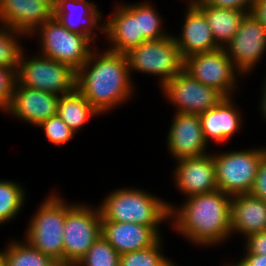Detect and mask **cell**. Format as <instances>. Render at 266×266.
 Returning a JSON list of instances; mask_svg holds the SVG:
<instances>
[{
    "mask_svg": "<svg viewBox=\"0 0 266 266\" xmlns=\"http://www.w3.org/2000/svg\"><path fill=\"white\" fill-rule=\"evenodd\" d=\"M132 76L125 54L95 47L76 71V89L100 115L108 114L132 98Z\"/></svg>",
    "mask_w": 266,
    "mask_h": 266,
    "instance_id": "obj_1",
    "label": "cell"
},
{
    "mask_svg": "<svg viewBox=\"0 0 266 266\" xmlns=\"http://www.w3.org/2000/svg\"><path fill=\"white\" fill-rule=\"evenodd\" d=\"M184 200L178 207L167 201L173 230L199 247H215L230 239L231 196L217 189Z\"/></svg>",
    "mask_w": 266,
    "mask_h": 266,
    "instance_id": "obj_2",
    "label": "cell"
},
{
    "mask_svg": "<svg viewBox=\"0 0 266 266\" xmlns=\"http://www.w3.org/2000/svg\"><path fill=\"white\" fill-rule=\"evenodd\" d=\"M98 204L101 221L135 223L152 227L161 237L164 221L170 220L167 201L143 189L123 187L109 192Z\"/></svg>",
    "mask_w": 266,
    "mask_h": 266,
    "instance_id": "obj_3",
    "label": "cell"
},
{
    "mask_svg": "<svg viewBox=\"0 0 266 266\" xmlns=\"http://www.w3.org/2000/svg\"><path fill=\"white\" fill-rule=\"evenodd\" d=\"M31 218L23 239L57 263H64L66 201L54 190L42 201Z\"/></svg>",
    "mask_w": 266,
    "mask_h": 266,
    "instance_id": "obj_4",
    "label": "cell"
},
{
    "mask_svg": "<svg viewBox=\"0 0 266 266\" xmlns=\"http://www.w3.org/2000/svg\"><path fill=\"white\" fill-rule=\"evenodd\" d=\"M39 37V54L69 65L77 71L89 58L95 48L85 35L69 31L57 18L52 16L31 36Z\"/></svg>",
    "mask_w": 266,
    "mask_h": 266,
    "instance_id": "obj_5",
    "label": "cell"
},
{
    "mask_svg": "<svg viewBox=\"0 0 266 266\" xmlns=\"http://www.w3.org/2000/svg\"><path fill=\"white\" fill-rule=\"evenodd\" d=\"M130 74L137 71L159 77L160 88L184 69V59L173 34L147 40L125 53Z\"/></svg>",
    "mask_w": 266,
    "mask_h": 266,
    "instance_id": "obj_6",
    "label": "cell"
},
{
    "mask_svg": "<svg viewBox=\"0 0 266 266\" xmlns=\"http://www.w3.org/2000/svg\"><path fill=\"white\" fill-rule=\"evenodd\" d=\"M265 154V146L213 153L218 189L231 197L250 193Z\"/></svg>",
    "mask_w": 266,
    "mask_h": 266,
    "instance_id": "obj_7",
    "label": "cell"
},
{
    "mask_svg": "<svg viewBox=\"0 0 266 266\" xmlns=\"http://www.w3.org/2000/svg\"><path fill=\"white\" fill-rule=\"evenodd\" d=\"M23 50L16 72L17 82L25 87L59 96L76 89V71L69 65L38 55H26Z\"/></svg>",
    "mask_w": 266,
    "mask_h": 266,
    "instance_id": "obj_8",
    "label": "cell"
},
{
    "mask_svg": "<svg viewBox=\"0 0 266 266\" xmlns=\"http://www.w3.org/2000/svg\"><path fill=\"white\" fill-rule=\"evenodd\" d=\"M101 235V213L98 206L66 202L64 263L76 264Z\"/></svg>",
    "mask_w": 266,
    "mask_h": 266,
    "instance_id": "obj_9",
    "label": "cell"
},
{
    "mask_svg": "<svg viewBox=\"0 0 266 266\" xmlns=\"http://www.w3.org/2000/svg\"><path fill=\"white\" fill-rule=\"evenodd\" d=\"M184 70L197 81L216 89L224 97H233L239 88L238 78L243 76L224 48L188 56L184 59Z\"/></svg>",
    "mask_w": 266,
    "mask_h": 266,
    "instance_id": "obj_10",
    "label": "cell"
},
{
    "mask_svg": "<svg viewBox=\"0 0 266 266\" xmlns=\"http://www.w3.org/2000/svg\"><path fill=\"white\" fill-rule=\"evenodd\" d=\"M160 89L178 113L200 115L224 98L216 89L197 81L184 69Z\"/></svg>",
    "mask_w": 266,
    "mask_h": 266,
    "instance_id": "obj_11",
    "label": "cell"
},
{
    "mask_svg": "<svg viewBox=\"0 0 266 266\" xmlns=\"http://www.w3.org/2000/svg\"><path fill=\"white\" fill-rule=\"evenodd\" d=\"M224 49L243 76L250 74L265 56L266 27L249 12Z\"/></svg>",
    "mask_w": 266,
    "mask_h": 266,
    "instance_id": "obj_12",
    "label": "cell"
},
{
    "mask_svg": "<svg viewBox=\"0 0 266 266\" xmlns=\"http://www.w3.org/2000/svg\"><path fill=\"white\" fill-rule=\"evenodd\" d=\"M168 152L176 161L204 156L207 152L200 116L176 112L166 137Z\"/></svg>",
    "mask_w": 266,
    "mask_h": 266,
    "instance_id": "obj_13",
    "label": "cell"
},
{
    "mask_svg": "<svg viewBox=\"0 0 266 266\" xmlns=\"http://www.w3.org/2000/svg\"><path fill=\"white\" fill-rule=\"evenodd\" d=\"M172 174L175 187L186 198L218 189L214 157L211 153L178 160Z\"/></svg>",
    "mask_w": 266,
    "mask_h": 266,
    "instance_id": "obj_14",
    "label": "cell"
},
{
    "mask_svg": "<svg viewBox=\"0 0 266 266\" xmlns=\"http://www.w3.org/2000/svg\"><path fill=\"white\" fill-rule=\"evenodd\" d=\"M59 97L50 92L22 86L16 81L12 101L5 113L32 126H38L57 115Z\"/></svg>",
    "mask_w": 266,
    "mask_h": 266,
    "instance_id": "obj_15",
    "label": "cell"
},
{
    "mask_svg": "<svg viewBox=\"0 0 266 266\" xmlns=\"http://www.w3.org/2000/svg\"><path fill=\"white\" fill-rule=\"evenodd\" d=\"M53 16V9L40 0H0V25L26 36Z\"/></svg>",
    "mask_w": 266,
    "mask_h": 266,
    "instance_id": "obj_16",
    "label": "cell"
},
{
    "mask_svg": "<svg viewBox=\"0 0 266 266\" xmlns=\"http://www.w3.org/2000/svg\"><path fill=\"white\" fill-rule=\"evenodd\" d=\"M186 5L181 34L173 35L182 58L219 49L204 13L192 1Z\"/></svg>",
    "mask_w": 266,
    "mask_h": 266,
    "instance_id": "obj_17",
    "label": "cell"
},
{
    "mask_svg": "<svg viewBox=\"0 0 266 266\" xmlns=\"http://www.w3.org/2000/svg\"><path fill=\"white\" fill-rule=\"evenodd\" d=\"M97 7L89 0H57L53 16L69 31L85 35L94 43L96 29L104 34L105 19Z\"/></svg>",
    "mask_w": 266,
    "mask_h": 266,
    "instance_id": "obj_18",
    "label": "cell"
},
{
    "mask_svg": "<svg viewBox=\"0 0 266 266\" xmlns=\"http://www.w3.org/2000/svg\"><path fill=\"white\" fill-rule=\"evenodd\" d=\"M112 15L104 21V36L110 51L127 53L147 39L140 33L139 17L122 2L114 6Z\"/></svg>",
    "mask_w": 266,
    "mask_h": 266,
    "instance_id": "obj_19",
    "label": "cell"
},
{
    "mask_svg": "<svg viewBox=\"0 0 266 266\" xmlns=\"http://www.w3.org/2000/svg\"><path fill=\"white\" fill-rule=\"evenodd\" d=\"M202 124L204 138L223 145L229 142L242 128L240 107L236 105L233 97H224L214 108L208 109L199 115Z\"/></svg>",
    "mask_w": 266,
    "mask_h": 266,
    "instance_id": "obj_20",
    "label": "cell"
},
{
    "mask_svg": "<svg viewBox=\"0 0 266 266\" xmlns=\"http://www.w3.org/2000/svg\"><path fill=\"white\" fill-rule=\"evenodd\" d=\"M101 233L120 255L149 248L161 238L152 227L116 221H101Z\"/></svg>",
    "mask_w": 266,
    "mask_h": 266,
    "instance_id": "obj_21",
    "label": "cell"
},
{
    "mask_svg": "<svg viewBox=\"0 0 266 266\" xmlns=\"http://www.w3.org/2000/svg\"><path fill=\"white\" fill-rule=\"evenodd\" d=\"M266 230V202L252 194L232 196L231 236L237 233L244 238Z\"/></svg>",
    "mask_w": 266,
    "mask_h": 266,
    "instance_id": "obj_22",
    "label": "cell"
},
{
    "mask_svg": "<svg viewBox=\"0 0 266 266\" xmlns=\"http://www.w3.org/2000/svg\"><path fill=\"white\" fill-rule=\"evenodd\" d=\"M207 18L214 41L219 48H224L240 28L245 16L251 10H238L206 4L202 0L192 1Z\"/></svg>",
    "mask_w": 266,
    "mask_h": 266,
    "instance_id": "obj_23",
    "label": "cell"
},
{
    "mask_svg": "<svg viewBox=\"0 0 266 266\" xmlns=\"http://www.w3.org/2000/svg\"><path fill=\"white\" fill-rule=\"evenodd\" d=\"M57 115L75 133L92 117L101 116L77 89L59 97Z\"/></svg>",
    "mask_w": 266,
    "mask_h": 266,
    "instance_id": "obj_24",
    "label": "cell"
},
{
    "mask_svg": "<svg viewBox=\"0 0 266 266\" xmlns=\"http://www.w3.org/2000/svg\"><path fill=\"white\" fill-rule=\"evenodd\" d=\"M6 245L4 255L7 266H55L57 264L24 239L19 241L11 239Z\"/></svg>",
    "mask_w": 266,
    "mask_h": 266,
    "instance_id": "obj_25",
    "label": "cell"
},
{
    "mask_svg": "<svg viewBox=\"0 0 266 266\" xmlns=\"http://www.w3.org/2000/svg\"><path fill=\"white\" fill-rule=\"evenodd\" d=\"M26 194L18 182L0 180V225L9 223L23 210Z\"/></svg>",
    "mask_w": 266,
    "mask_h": 266,
    "instance_id": "obj_26",
    "label": "cell"
},
{
    "mask_svg": "<svg viewBox=\"0 0 266 266\" xmlns=\"http://www.w3.org/2000/svg\"><path fill=\"white\" fill-rule=\"evenodd\" d=\"M125 5L139 17L140 33L147 40H160L171 35L163 28L162 16L152 4L144 1Z\"/></svg>",
    "mask_w": 266,
    "mask_h": 266,
    "instance_id": "obj_27",
    "label": "cell"
},
{
    "mask_svg": "<svg viewBox=\"0 0 266 266\" xmlns=\"http://www.w3.org/2000/svg\"><path fill=\"white\" fill-rule=\"evenodd\" d=\"M22 37L26 38V35L0 25V67L17 72L22 51L25 49L19 41Z\"/></svg>",
    "mask_w": 266,
    "mask_h": 266,
    "instance_id": "obj_28",
    "label": "cell"
},
{
    "mask_svg": "<svg viewBox=\"0 0 266 266\" xmlns=\"http://www.w3.org/2000/svg\"><path fill=\"white\" fill-rule=\"evenodd\" d=\"M120 254L101 235L76 266H119Z\"/></svg>",
    "mask_w": 266,
    "mask_h": 266,
    "instance_id": "obj_29",
    "label": "cell"
},
{
    "mask_svg": "<svg viewBox=\"0 0 266 266\" xmlns=\"http://www.w3.org/2000/svg\"><path fill=\"white\" fill-rule=\"evenodd\" d=\"M162 237L149 248L120 255L119 266H165L170 258L163 254Z\"/></svg>",
    "mask_w": 266,
    "mask_h": 266,
    "instance_id": "obj_30",
    "label": "cell"
},
{
    "mask_svg": "<svg viewBox=\"0 0 266 266\" xmlns=\"http://www.w3.org/2000/svg\"><path fill=\"white\" fill-rule=\"evenodd\" d=\"M37 127L43 130L48 141L57 146L69 143L76 135L58 115L48 118Z\"/></svg>",
    "mask_w": 266,
    "mask_h": 266,
    "instance_id": "obj_31",
    "label": "cell"
},
{
    "mask_svg": "<svg viewBox=\"0 0 266 266\" xmlns=\"http://www.w3.org/2000/svg\"><path fill=\"white\" fill-rule=\"evenodd\" d=\"M16 71L0 67V110L6 112L12 101L16 84Z\"/></svg>",
    "mask_w": 266,
    "mask_h": 266,
    "instance_id": "obj_32",
    "label": "cell"
},
{
    "mask_svg": "<svg viewBox=\"0 0 266 266\" xmlns=\"http://www.w3.org/2000/svg\"><path fill=\"white\" fill-rule=\"evenodd\" d=\"M244 239V253L266 255V230L250 234Z\"/></svg>",
    "mask_w": 266,
    "mask_h": 266,
    "instance_id": "obj_33",
    "label": "cell"
},
{
    "mask_svg": "<svg viewBox=\"0 0 266 266\" xmlns=\"http://www.w3.org/2000/svg\"><path fill=\"white\" fill-rule=\"evenodd\" d=\"M250 194L266 202V154L261 159Z\"/></svg>",
    "mask_w": 266,
    "mask_h": 266,
    "instance_id": "obj_34",
    "label": "cell"
},
{
    "mask_svg": "<svg viewBox=\"0 0 266 266\" xmlns=\"http://www.w3.org/2000/svg\"><path fill=\"white\" fill-rule=\"evenodd\" d=\"M206 4H211L217 7L238 9V10H252L255 0H202Z\"/></svg>",
    "mask_w": 266,
    "mask_h": 266,
    "instance_id": "obj_35",
    "label": "cell"
},
{
    "mask_svg": "<svg viewBox=\"0 0 266 266\" xmlns=\"http://www.w3.org/2000/svg\"><path fill=\"white\" fill-rule=\"evenodd\" d=\"M239 262H233L235 266H266V255L244 253Z\"/></svg>",
    "mask_w": 266,
    "mask_h": 266,
    "instance_id": "obj_36",
    "label": "cell"
},
{
    "mask_svg": "<svg viewBox=\"0 0 266 266\" xmlns=\"http://www.w3.org/2000/svg\"><path fill=\"white\" fill-rule=\"evenodd\" d=\"M251 12L266 27V0H255Z\"/></svg>",
    "mask_w": 266,
    "mask_h": 266,
    "instance_id": "obj_37",
    "label": "cell"
},
{
    "mask_svg": "<svg viewBox=\"0 0 266 266\" xmlns=\"http://www.w3.org/2000/svg\"><path fill=\"white\" fill-rule=\"evenodd\" d=\"M265 81L263 82L262 84V97H260V106H259V109L261 112L260 115H262L261 117H263V119H265L264 121H266V77L264 79Z\"/></svg>",
    "mask_w": 266,
    "mask_h": 266,
    "instance_id": "obj_38",
    "label": "cell"
},
{
    "mask_svg": "<svg viewBox=\"0 0 266 266\" xmlns=\"http://www.w3.org/2000/svg\"><path fill=\"white\" fill-rule=\"evenodd\" d=\"M0 266H7L4 250H0Z\"/></svg>",
    "mask_w": 266,
    "mask_h": 266,
    "instance_id": "obj_39",
    "label": "cell"
},
{
    "mask_svg": "<svg viewBox=\"0 0 266 266\" xmlns=\"http://www.w3.org/2000/svg\"><path fill=\"white\" fill-rule=\"evenodd\" d=\"M40 1L45 2V3L48 4L52 9L55 8L56 2H57V0H40Z\"/></svg>",
    "mask_w": 266,
    "mask_h": 266,
    "instance_id": "obj_40",
    "label": "cell"
},
{
    "mask_svg": "<svg viewBox=\"0 0 266 266\" xmlns=\"http://www.w3.org/2000/svg\"><path fill=\"white\" fill-rule=\"evenodd\" d=\"M55 266H76V264H71V263H57Z\"/></svg>",
    "mask_w": 266,
    "mask_h": 266,
    "instance_id": "obj_41",
    "label": "cell"
},
{
    "mask_svg": "<svg viewBox=\"0 0 266 266\" xmlns=\"http://www.w3.org/2000/svg\"><path fill=\"white\" fill-rule=\"evenodd\" d=\"M165 266H178L174 261L170 260Z\"/></svg>",
    "mask_w": 266,
    "mask_h": 266,
    "instance_id": "obj_42",
    "label": "cell"
},
{
    "mask_svg": "<svg viewBox=\"0 0 266 266\" xmlns=\"http://www.w3.org/2000/svg\"><path fill=\"white\" fill-rule=\"evenodd\" d=\"M223 266H235L232 262L224 263Z\"/></svg>",
    "mask_w": 266,
    "mask_h": 266,
    "instance_id": "obj_43",
    "label": "cell"
}]
</instances>
